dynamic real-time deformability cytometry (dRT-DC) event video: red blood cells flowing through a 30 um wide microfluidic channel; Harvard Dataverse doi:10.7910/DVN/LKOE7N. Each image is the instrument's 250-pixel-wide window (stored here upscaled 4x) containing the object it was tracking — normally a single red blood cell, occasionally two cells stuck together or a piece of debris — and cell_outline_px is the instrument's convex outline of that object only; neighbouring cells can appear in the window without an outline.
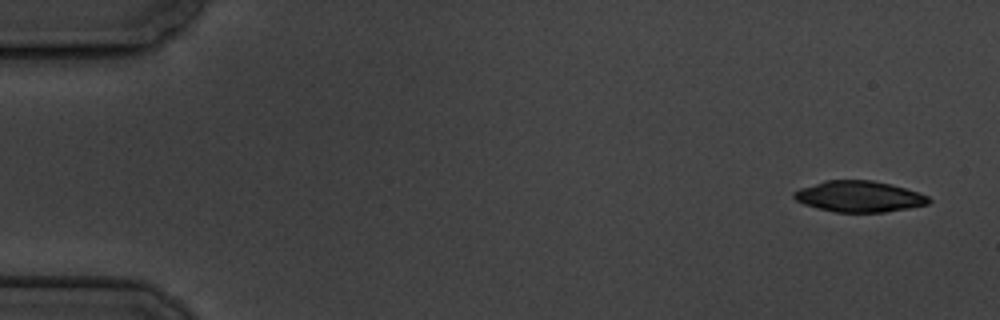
{"species": "common noctule bat (a hibernating species)", "species_latin": "Nyctalus noctula", "temperature_condition": "cold", "stored_images_in_passage": 5, "camera_frame_rate_fps": 3000, "um_per_image_px": 0.085, "animal": {"sex": "male", "body_mass_g": 19.5, "forearm_length_mm": 54.6}, "frame": {"image": 1, "passage_image": 1, "time_ms": 0.0, "image_size_px": [1000, 320], "cell_outline_px": [[932, 200], [928, 204], [908, 208], [884, 212], [836, 212], [804, 204], [796, 200], [792, 196], [792, 192], [800, 188], [824, 180], [872, 180], [904, 188], [928, 196]], "centroid_in_image_um": [72.99, 16.7], "position_along_channel_um": 12.0, "area_um2": 24.16}}